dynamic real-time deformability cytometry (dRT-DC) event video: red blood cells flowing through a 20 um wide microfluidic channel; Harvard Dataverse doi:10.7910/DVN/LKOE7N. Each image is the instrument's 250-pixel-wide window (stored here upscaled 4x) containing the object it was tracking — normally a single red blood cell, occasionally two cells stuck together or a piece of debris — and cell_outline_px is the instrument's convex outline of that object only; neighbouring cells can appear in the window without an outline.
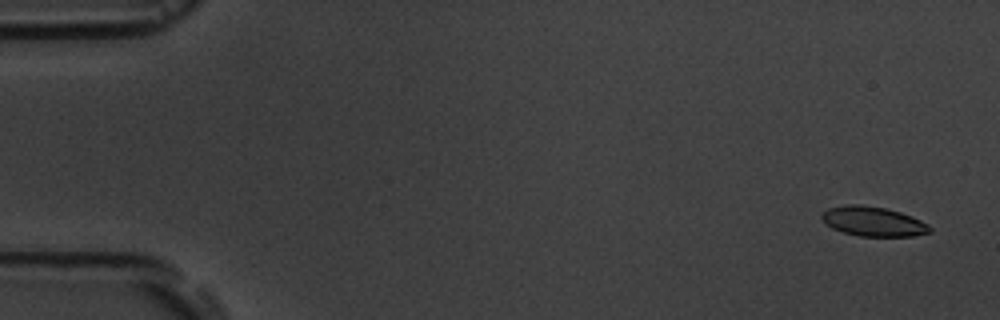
{"species": "common noctule bat (a hibernating species)", "species_latin": "Nyctalus noctula", "temperature_condition": "room temperature", "stored_images_in_passage": 5, "camera_frame_rate_fps": 3000, "um_per_image_px": 0.085, "animal": {"sex": "male", "body_mass_g": 19.5, "forearm_length_mm": 54.6}, "frame": {"image": 1, "passage_image": 1, "time_ms": 0.0, "image_size_px": [1000, 320], "cell_outline_px": [[932, 232], [912, 236], [860, 236], [844, 232], [832, 228], [824, 224], [820, 216], [828, 208], [848, 204], [860, 204], [884, 208], [900, 212], [912, 216], [928, 224], [932, 228]], "centroid_in_image_um": [74.22, 18.82], "position_along_channel_um": 10.8, "area_um2": 18.67}}
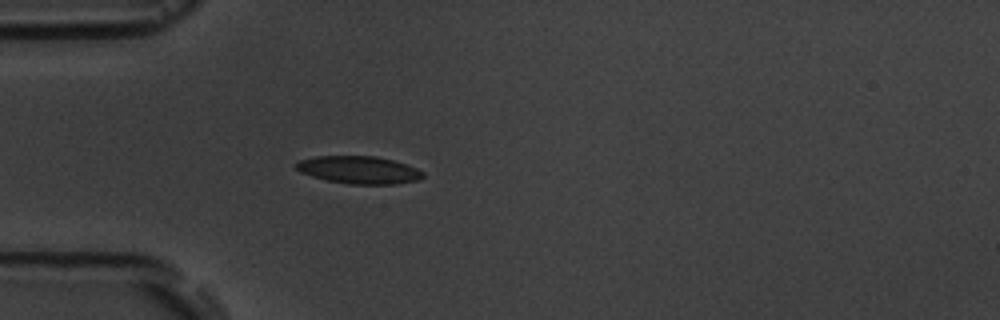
{"frame": {"image": 2, "passage_image": 5, "time_ms": 4.667, "image_size_px": [1000, 320], "cell_outline_px": [[424, 176], [416, 180], [396, 184], [348, 184], [328, 180], [312, 176], [300, 172], [292, 164], [300, 160], [316, 156], [376, 156], [392, 160], [416, 168], [424, 172]], "centroid_in_image_um": [30.47, 14.44], "position_along_channel_um": 54.5, "area_um2": 20.29}}